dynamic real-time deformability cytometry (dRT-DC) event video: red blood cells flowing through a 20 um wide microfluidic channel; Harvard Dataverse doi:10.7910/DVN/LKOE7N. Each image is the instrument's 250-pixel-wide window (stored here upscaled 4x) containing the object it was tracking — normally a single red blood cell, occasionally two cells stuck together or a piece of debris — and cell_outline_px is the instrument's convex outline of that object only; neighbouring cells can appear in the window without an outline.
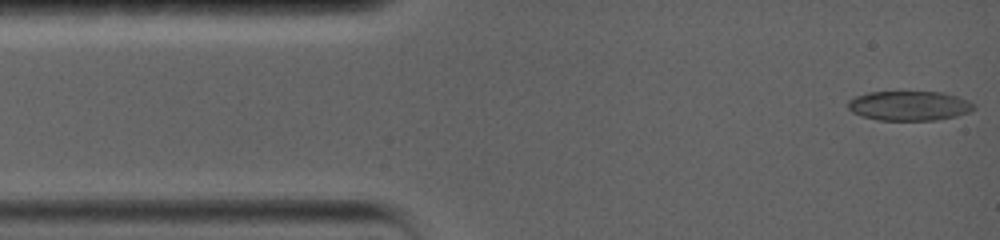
{"species": "common noctule bat (a hibernating species)", "species_latin": "Nyctalus noctula", "temperature_condition": "warm", "stored_images_in_passage": 55, "camera_frame_rate_fps": 5000, "um_per_image_px": 0.085, "animal": {"sex": "female", "body_mass_g": 19.0, "forearm_length_mm": 56.7}, "frame": {"image": 1, "passage_image": 1, "time_ms": 0.0, "image_size_px": [1000, 240], "cell_outline_px": [[976, 108], [968, 112], [956, 116], [936, 120], [876, 120], [852, 112], [848, 108], [848, 100], [856, 96], [868, 92], [940, 92], [956, 96], [976, 104]], "centroid_in_image_um": [77.28, 8.99], "position_along_channel_um": 7.7, "area_um2": 21.62}}
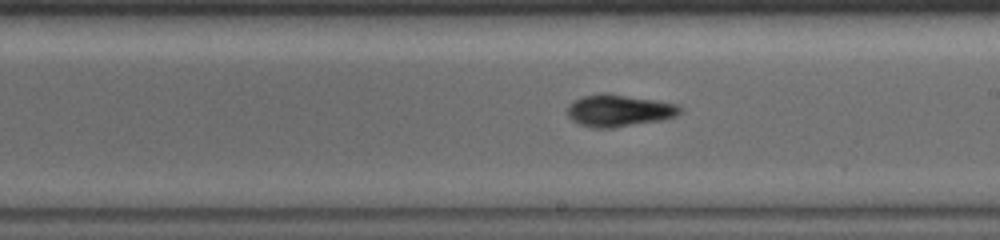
{"frame": {"image": 2, "passage_image": 32, "time_ms": 8.4, "image_size_px": [1000, 240], "cell_outline_px": [[680, 112], [676, 116], [664, 120], [612, 128], [592, 128], [580, 124], [572, 120], [568, 116], [568, 104], [572, 100], [584, 96], [600, 92], [608, 92], [680, 104]], "centroid_in_image_um": [52.61, 9.38], "position_along_channel_um": 236.4, "area_um2": 21.39}}
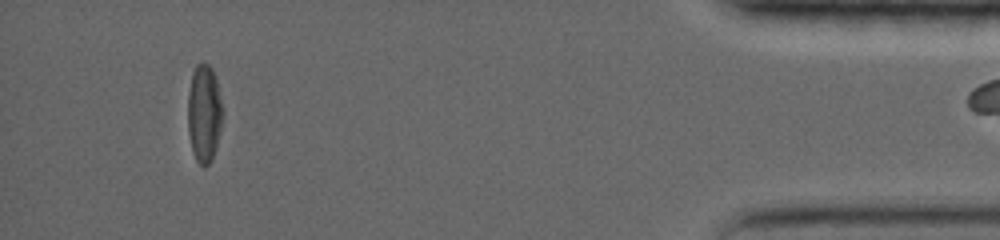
{"frame": {"image": 3, "passage_image": 54, "time_ms": 15.6, "image_size_px": [1000, 240], "cell_outline_px": [[224, 112], [216, 148], [212, 160], [204, 168], [196, 160], [192, 152], [188, 132], [188, 92], [192, 76], [196, 64], [208, 64], [212, 68], [216, 80]], "centroid_in_image_um": [17.36, 9.68], "position_along_channel_um": 417.8, "area_um2": 19.94}, "authors_computed_cell_mechanics": {"area_um2": 20.8658, "velocity_mm_per_s": 3.5949, "shape_relaxation_time_tau1_ms": 3.6268, "shape_relaxation_time_tau2_ms": 5.9168, "deformation_change_tau1": 0.1122, "deformation_change_tau2": 0.1413}}